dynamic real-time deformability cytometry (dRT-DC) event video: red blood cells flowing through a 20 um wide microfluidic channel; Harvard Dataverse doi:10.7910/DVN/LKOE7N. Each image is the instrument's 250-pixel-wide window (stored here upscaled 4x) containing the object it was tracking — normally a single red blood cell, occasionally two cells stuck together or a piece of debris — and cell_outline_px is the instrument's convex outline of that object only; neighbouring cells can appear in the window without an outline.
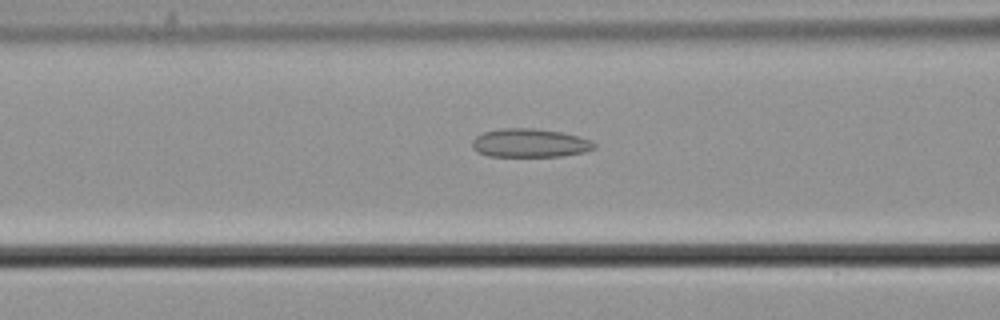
{"species": "common noctule bat (a hibernating species)", "species_latin": "Nyctalus noctula", "temperature_condition": "cold", "stored_images_in_passage": 45, "camera_frame_rate_fps": 3000, "um_per_image_px": 0.085, "animal": {"sex": "male", "body_mass_g": 21.5, "forearm_length_mm": 52.0}, "frame": {"image": 1, "passage_image": 23, "time_ms": 7.333, "image_size_px": [1000, 320], "cell_outline_px": [[596, 148], [584, 152], [560, 156], [488, 156], [476, 152], [472, 148], [472, 140], [476, 136], [484, 132], [500, 128], [536, 128], [560, 132], [592, 140], [596, 144]], "centroid_in_image_um": [45.01, 12.15], "position_along_channel_um": 121.6, "area_um2": 20.4}}
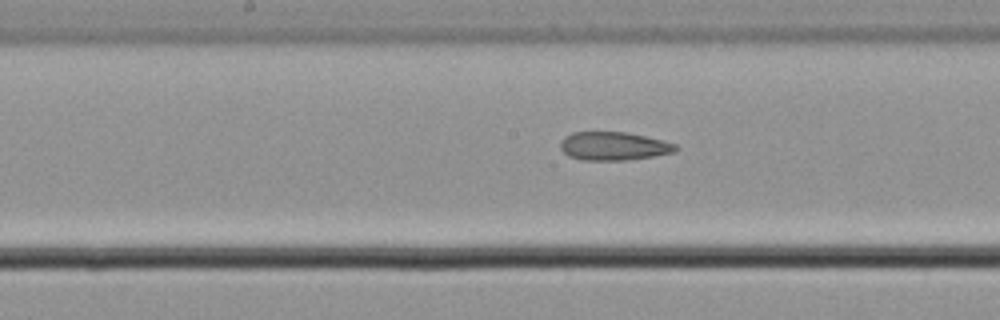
{"frame": {"image": 2, "passage_image": 29, "time_ms": 9.333, "image_size_px": [1000, 320], "cell_outline_px": [[680, 148], [676, 152], [652, 156], [624, 160], [584, 160], [568, 156], [560, 148], [560, 140], [564, 136], [572, 132], [628, 132], [664, 140], [676, 144]], "centroid_in_image_um": [52.17, 12.41], "position_along_channel_um": 196.0, "area_um2": 19.25}}
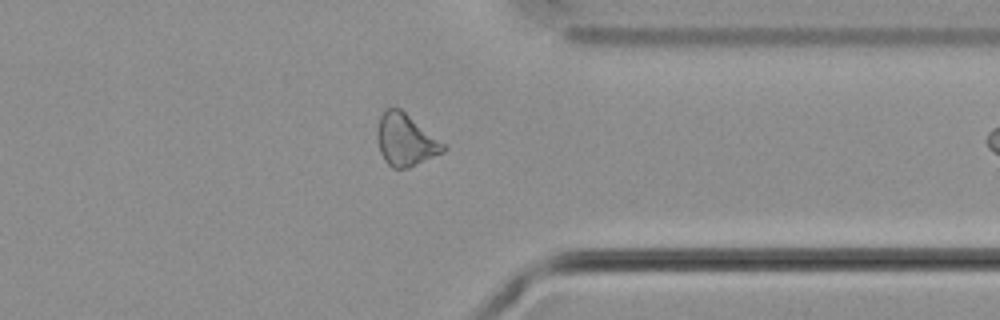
{"frame": {"image": 3, "passage_image": 44, "time_ms": 14.333, "image_size_px": [1000, 320], "cell_outline_px": [[448, 148], [444, 152], [408, 168], [392, 168], [384, 160], [380, 152], [376, 136], [376, 132], [380, 116], [388, 108], [400, 108], [444, 144]], "centroid_in_image_um": [34.45, 11.91], "position_along_channel_um": 377.0, "area_um2": 19.83}}